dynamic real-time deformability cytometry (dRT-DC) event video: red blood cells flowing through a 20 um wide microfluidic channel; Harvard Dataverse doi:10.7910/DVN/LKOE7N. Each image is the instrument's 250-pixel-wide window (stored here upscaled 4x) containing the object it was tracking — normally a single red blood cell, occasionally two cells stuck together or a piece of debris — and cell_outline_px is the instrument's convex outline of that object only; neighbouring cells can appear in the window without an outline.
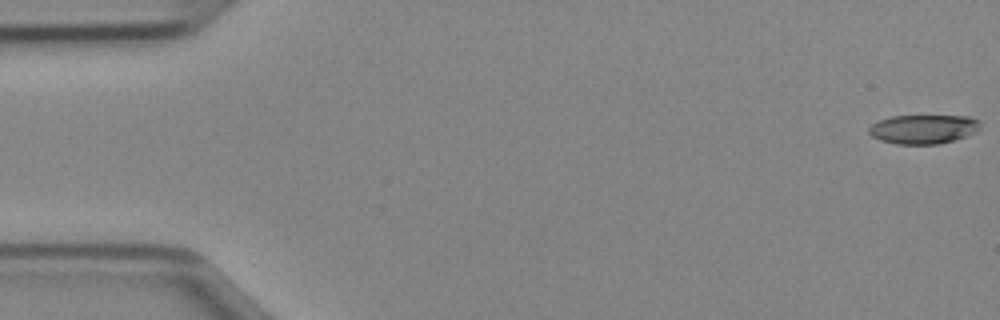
{"species": "Egyptian fruit bat (a non-hibernating species)", "species_latin": "Rousettus aegyptiacus", "temperature_condition": "cold", "stored_images_in_passage": 47, "camera_frame_rate_fps": 3000, "um_per_image_px": 0.085, "animal": {"sex": "female"}, "frame": {"image": 1, "passage_image": 1, "time_ms": 0.0, "image_size_px": [1000, 320], "cell_outline_px": [[980, 124], [976, 132], [940, 144], [896, 144], [880, 140], [872, 136], [868, 132], [868, 128], [872, 124], [880, 120], [892, 116], [972, 116], [980, 120]], "centroid_in_image_um": [78.48, 10.97], "position_along_channel_um": 6.5, "area_um2": 18.84}}
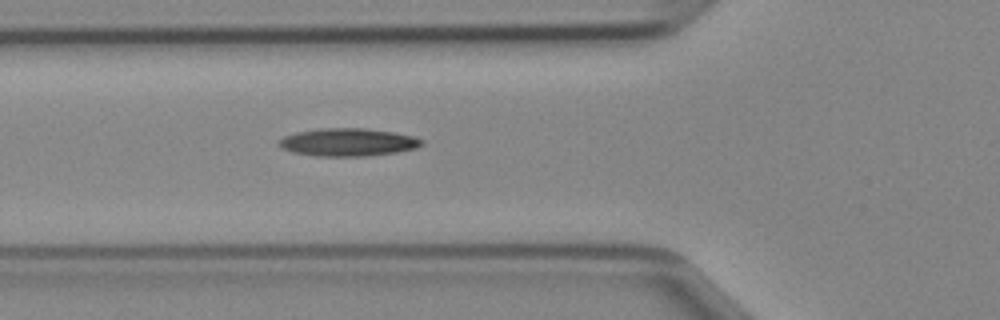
{"frame": {"image": 2, "passage_image": 17, "time_ms": 5.333, "image_size_px": [1000, 320], "cell_outline_px": [[424, 144], [416, 148], [396, 152], [368, 156], [316, 156], [292, 152], [280, 148], [276, 144], [276, 140], [284, 136], [296, 132], [320, 128], [364, 128], [392, 132], [412, 136], [424, 140]], "centroid_in_image_um": [29.52, 12.09], "position_along_channel_um": 96.3, "area_um2": 23.35}}
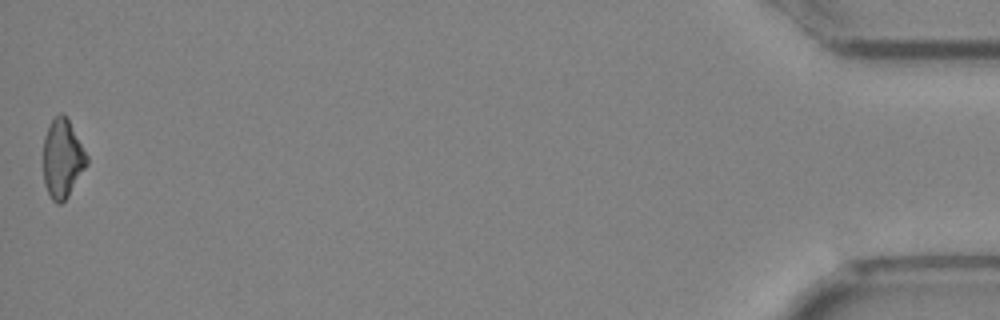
{"frame": {"image": 3, "passage_image": 47, "time_ms": 15.333, "image_size_px": [1000, 320], "cell_outline_px": [[88, 164], [68, 196], [60, 204], [56, 204], [52, 200], [44, 184], [44, 136], [52, 120], [60, 112], [68, 120], [88, 156]], "centroid_in_image_um": [5.31, 13.51], "position_along_channel_um": 429.9, "area_um2": 19.65}}